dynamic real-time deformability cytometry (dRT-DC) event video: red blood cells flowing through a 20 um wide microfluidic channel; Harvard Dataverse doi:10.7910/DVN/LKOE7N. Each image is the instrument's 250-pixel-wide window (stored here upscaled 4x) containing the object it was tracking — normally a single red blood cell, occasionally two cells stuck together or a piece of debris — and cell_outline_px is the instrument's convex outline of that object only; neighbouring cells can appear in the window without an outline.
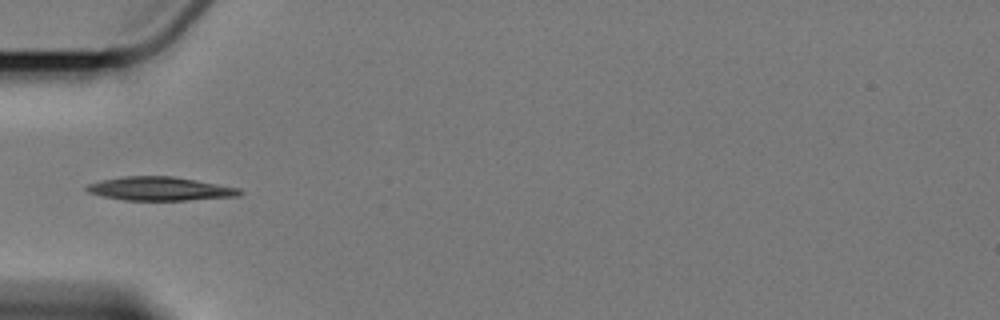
{"species": "Egyptian fruit bat (a non-hibernating species)", "species_latin": "Rousettus aegyptiacus", "temperature_condition": "cold", "stored_images_in_passage": 5, "camera_frame_rate_fps": 3000, "um_per_image_px": 0.085, "animal": {"sex": "female"}, "frame": {"image": 1, "passage_image": 4, "time_ms": 3.333, "image_size_px": [1000, 320], "cell_outline_px": [[244, 192], [240, 196], [184, 200], [124, 200], [104, 196], [88, 192], [84, 188], [88, 184], [100, 180], [124, 176], [172, 176], [196, 180], [240, 188]], "centroid_in_image_um": [13.61, 16.04], "position_along_channel_um": 71.4, "area_um2": 21.04}}
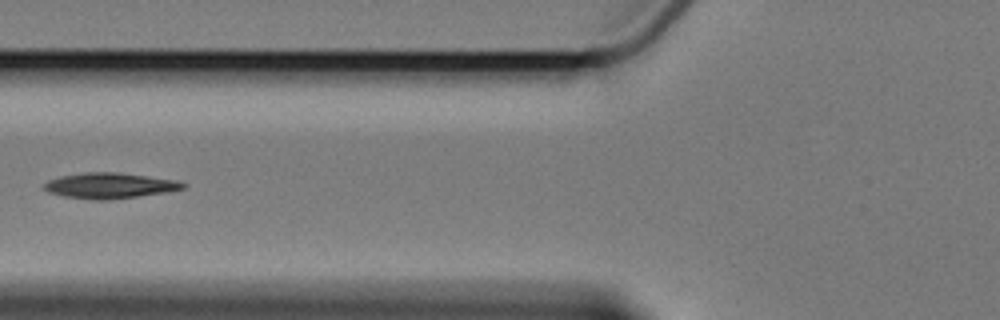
{"frame": {"image": 2, "passage_image": 5, "time_ms": 4.667, "image_size_px": [1000, 320], "cell_outline_px": [[188, 184], [184, 188], [168, 192], [104, 200], [96, 200], [64, 196], [48, 192], [44, 188], [44, 184], [48, 180], [60, 176], [84, 172], [116, 172], [176, 180]], "centroid_in_image_um": [9.32, 15.77], "position_along_channel_um": 116.5, "area_um2": 20.52}}